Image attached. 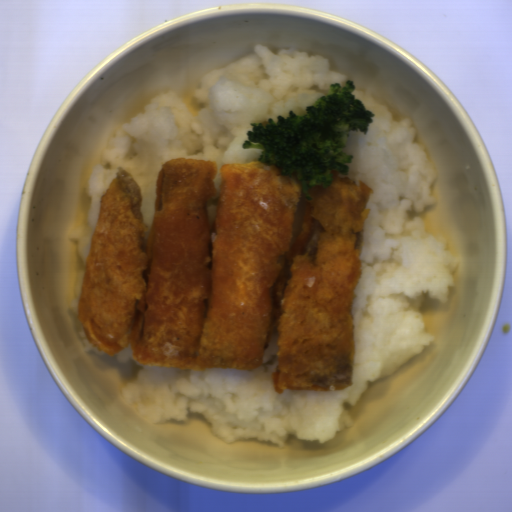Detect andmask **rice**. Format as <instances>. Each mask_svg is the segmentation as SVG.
<instances>
[{"mask_svg":"<svg viewBox=\"0 0 512 512\" xmlns=\"http://www.w3.org/2000/svg\"><path fill=\"white\" fill-rule=\"evenodd\" d=\"M373 113L367 133H349L346 176L372 190L363 224L361 272L351 310L354 375L343 391L277 393L279 333L254 370L209 367L192 371L144 366L121 388L133 409L151 423L185 422L193 412L228 444L244 438L283 447L289 435L328 443L353 426L350 408L369 384L391 375L426 349L420 309L425 295L446 303L460 257L448 242L425 231L421 216L435 205L437 170L416 144L412 120H394L386 103L368 92H351Z\"/></svg>","mask_w":512,"mask_h":512,"instance_id":"rice-1","label":"rice"},{"mask_svg":"<svg viewBox=\"0 0 512 512\" xmlns=\"http://www.w3.org/2000/svg\"><path fill=\"white\" fill-rule=\"evenodd\" d=\"M347 79L332 70L322 55L309 56L292 48L272 52L256 45L253 53L202 76L193 95L203 107L190 115L177 91L154 96L121 125L110 139L99 165L87 182L90 207L87 221L68 236L75 240L82 260L73 288L70 311L79 315L87 255L100 214L102 196L119 167L128 171L143 195L141 212L153 224L157 176L169 160L192 158L216 162L215 187L224 164L260 162L262 149H244L252 122L267 123L289 111L304 115L306 108L327 96L332 84Z\"/></svg>","mask_w":512,"mask_h":512,"instance_id":"rice-2","label":"rice"},{"mask_svg":"<svg viewBox=\"0 0 512 512\" xmlns=\"http://www.w3.org/2000/svg\"><path fill=\"white\" fill-rule=\"evenodd\" d=\"M116 363H127L134 360L132 346H128L117 354H114Z\"/></svg>","mask_w":512,"mask_h":512,"instance_id":"rice-3","label":"rice"},{"mask_svg":"<svg viewBox=\"0 0 512 512\" xmlns=\"http://www.w3.org/2000/svg\"><path fill=\"white\" fill-rule=\"evenodd\" d=\"M79 333H80V336H81V338H82V340L84 342V347H85L86 351H91L94 354H98V355H102V356L105 354V353L101 352L100 350H98L95 346H93L89 342V340H88V338H87L83 328H82L81 331H79Z\"/></svg>","mask_w":512,"mask_h":512,"instance_id":"rice-4","label":"rice"}]
</instances>
